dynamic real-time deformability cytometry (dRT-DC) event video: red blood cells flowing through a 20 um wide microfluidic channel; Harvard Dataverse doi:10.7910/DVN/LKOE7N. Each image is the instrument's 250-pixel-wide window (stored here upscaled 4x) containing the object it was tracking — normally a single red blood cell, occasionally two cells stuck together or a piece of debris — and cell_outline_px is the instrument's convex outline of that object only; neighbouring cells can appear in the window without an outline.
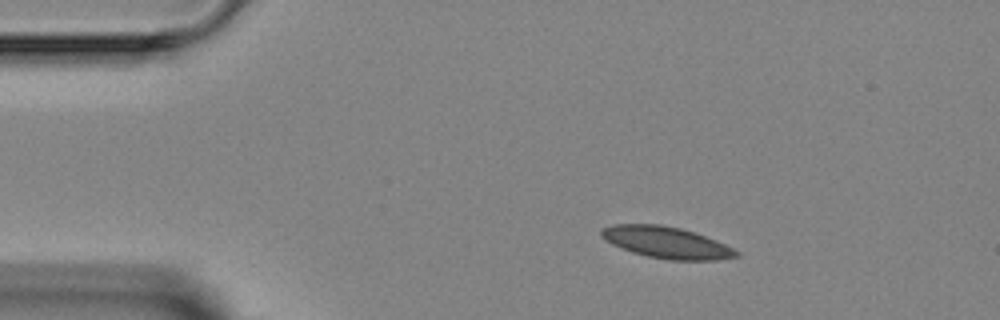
{"species": "Egyptian fruit bat (a non-hibernating species)", "species_latin": "Rousettus aegyptiacus", "temperature_condition": "room temperature", "stored_images_in_passage": 4, "camera_frame_rate_fps": 3000, "um_per_image_px": 0.085, "animal": {"sex": "female"}, "frame": {"image": 1, "passage_image": 1, "time_ms": 0.0, "image_size_px": [1000, 320], "cell_outline_px": [[740, 256], [716, 260], [668, 260], [648, 256], [632, 252], [612, 244], [604, 240], [600, 236], [600, 228], [612, 224], [660, 224], [680, 228], [696, 232], [716, 240], [740, 252]], "centroid_in_image_um": [56.63, 20.6], "position_along_channel_um": 28.4, "area_um2": 24.97}}
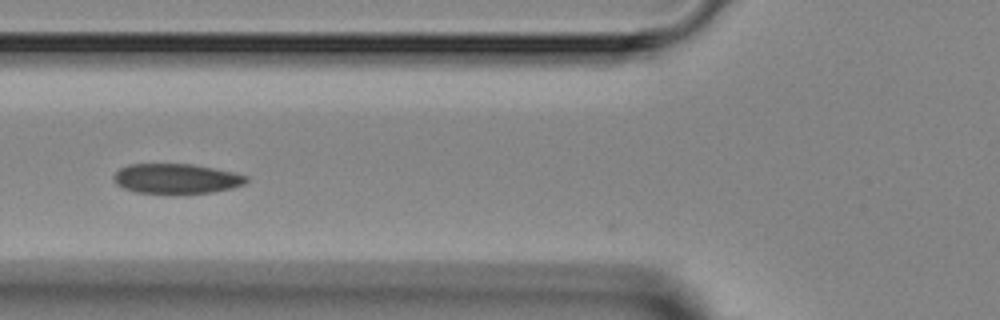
{"frame": {"image": 2, "passage_image": 3, "time_ms": 3.333, "image_size_px": [1000, 320], "cell_outline_px": [[248, 180], [244, 184], [232, 188], [212, 192], [184, 196], [136, 192], [124, 188], [116, 184], [112, 180], [112, 176], [120, 168], [128, 164], [192, 164], [232, 172], [248, 176]], "centroid_in_image_um": [14.96, 15.22], "position_along_channel_um": 110.8, "area_um2": 23.81}}
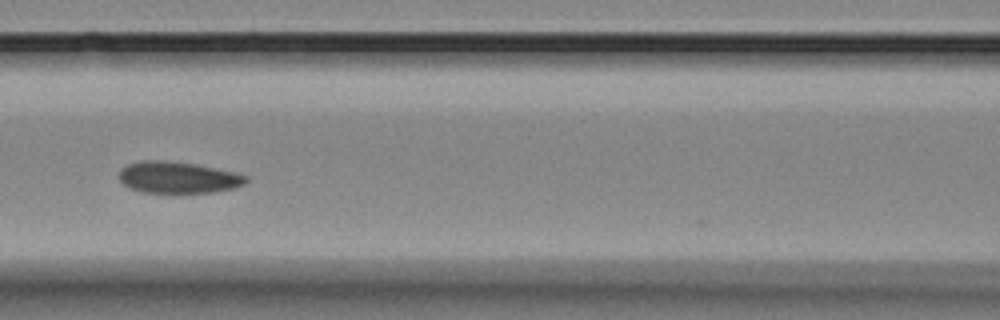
{"frame": {"image": 3, "passage_image": 4, "time_ms": 4.333, "image_size_px": [1000, 320], "cell_outline_px": [[248, 180], [244, 184], [232, 188], [212, 192], [144, 192], [132, 188], [124, 184], [116, 176], [120, 168], [128, 164], [140, 160], [164, 160], [196, 164], [236, 172], [248, 176]], "centroid_in_image_um": [15.11, 15.06], "position_along_channel_um": 151.5, "area_um2": 23.35}}